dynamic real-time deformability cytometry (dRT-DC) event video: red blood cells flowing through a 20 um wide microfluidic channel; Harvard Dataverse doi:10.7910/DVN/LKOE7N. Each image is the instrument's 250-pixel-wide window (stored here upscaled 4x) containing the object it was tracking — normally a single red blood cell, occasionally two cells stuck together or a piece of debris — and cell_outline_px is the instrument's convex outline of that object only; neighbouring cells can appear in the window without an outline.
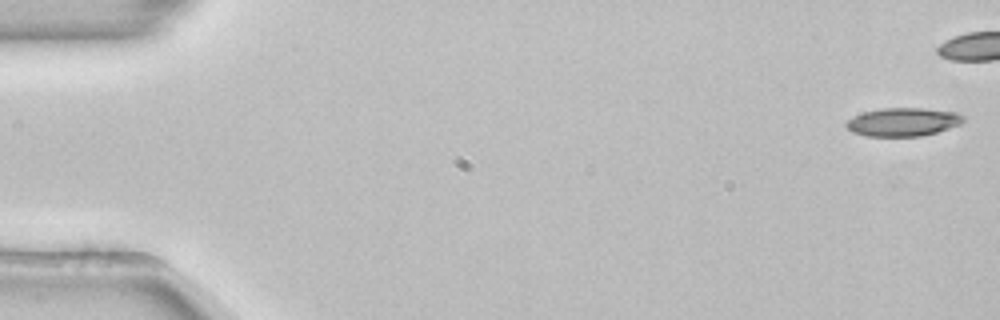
{"species": "common noctule bat (a hibernating species)", "species_latin": "Nyctalus noctula", "temperature_condition": "room temperature", "stored_images_in_passage": 44, "camera_frame_rate_fps": 3000, "um_per_image_px": 0.085, "animal": {"sex": "female", "body_mass_g": 22.7, "forearm_length_mm": 54.2}, "frame": {"image": 1, "passage_image": 1, "time_ms": 0.0, "image_size_px": [1000, 320], "cell_outline_px": [[964, 120], [960, 124], [936, 132], [920, 136], [868, 136], [852, 132], [844, 124], [848, 120], [864, 112], [880, 108], [924, 108], [960, 112], [964, 116]], "centroid_in_image_um": [76.79, 10.36], "position_along_channel_um": 8.2, "area_um2": 19.31}}
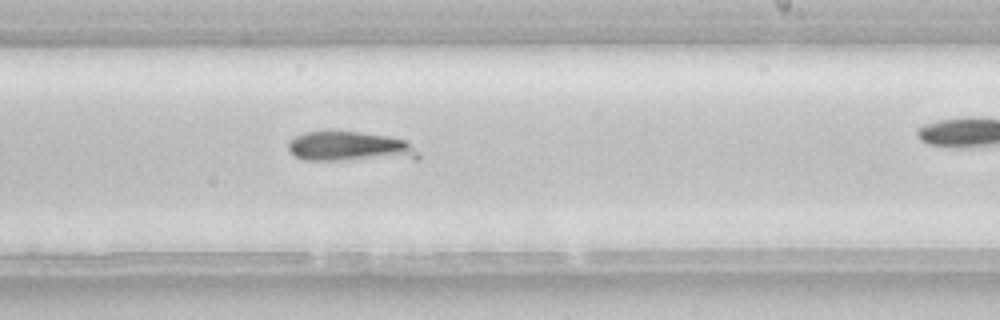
{"frame": {"image": 2, "passage_image": 32, "time_ms": 10.333, "image_size_px": [1000, 320], "cell_outline_px": [[420, 160], [304, 160], [296, 156], [288, 148], [288, 140], [304, 132], [332, 128], [388, 136], [408, 140], [420, 152]], "centroid_in_image_um": [29.82, 12.44], "position_along_channel_um": 259.2, "area_um2": 23.99}}